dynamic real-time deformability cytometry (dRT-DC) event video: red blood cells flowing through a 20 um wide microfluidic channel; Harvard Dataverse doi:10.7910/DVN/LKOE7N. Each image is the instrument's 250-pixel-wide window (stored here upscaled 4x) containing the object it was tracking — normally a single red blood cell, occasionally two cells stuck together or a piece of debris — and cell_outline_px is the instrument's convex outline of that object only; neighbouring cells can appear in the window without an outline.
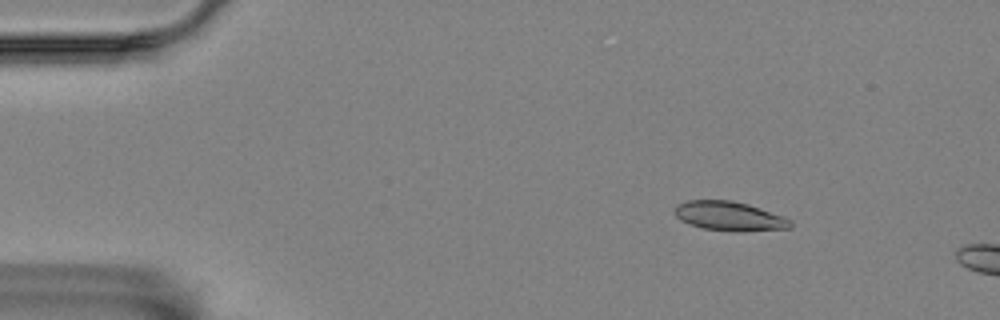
{"species": "Egyptian fruit bat (a non-hibernating species)", "species_latin": "Rousettus aegyptiacus", "temperature_condition": "room temperature", "stored_images_in_passage": 4, "camera_frame_rate_fps": 3000, "um_per_image_px": 0.085, "animal": {"sex": "female"}, "frame": {"image": 1, "passage_image": 2, "time_ms": 0.333, "image_size_px": [1000, 320], "cell_outline_px": [[792, 228], [740, 232], [736, 232], [704, 228], [680, 220], [676, 216], [676, 204], [688, 200], [732, 200], [748, 204], [784, 216], [792, 220]], "centroid_in_image_um": [62.05, 18.37], "position_along_channel_um": 23.0, "area_um2": 19.77}}